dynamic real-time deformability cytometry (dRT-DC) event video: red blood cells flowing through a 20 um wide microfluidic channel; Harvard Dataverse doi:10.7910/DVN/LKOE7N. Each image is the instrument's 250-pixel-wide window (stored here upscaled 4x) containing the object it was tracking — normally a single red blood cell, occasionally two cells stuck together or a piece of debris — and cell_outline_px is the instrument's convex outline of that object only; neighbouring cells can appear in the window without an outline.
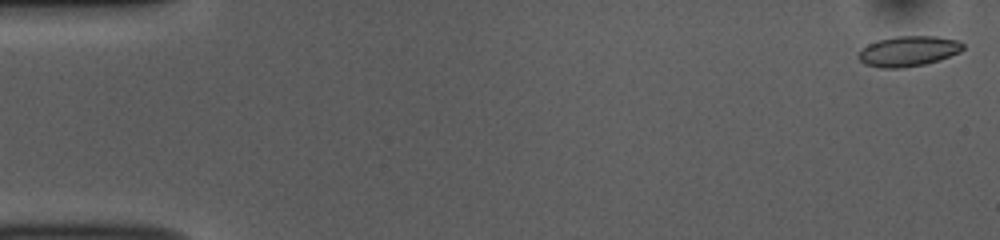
{"species": "common noctule bat (a hibernating species)", "species_latin": "Nyctalus noctula", "temperature_condition": "room temperature", "stored_images_in_passage": 52, "camera_frame_rate_fps": 3000, "um_per_image_px": 0.085, "animal": {"sex": "female", "body_mass_g": 10.0, "forearm_length_mm": 53.1}, "frame": {"image": 1, "passage_image": 1, "time_ms": 0.0, "image_size_px": [1000, 240], "cell_outline_px": [[964, 48], [960, 52], [940, 60], [924, 64], [900, 68], [880, 68], [864, 64], [856, 56], [868, 44], [876, 40], [896, 36], [936, 36], [960, 40], [964, 44]], "centroid_in_image_um": [77.23, 4.34], "position_along_channel_um": 7.8, "area_um2": 18.61}}
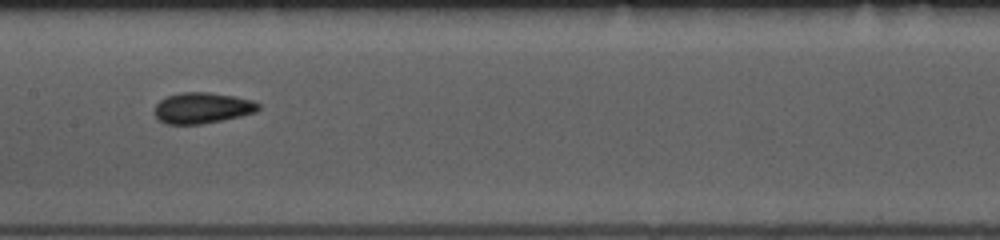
{"frame": {"image": 2, "passage_image": 26, "time_ms": 8.333, "image_size_px": [1000, 240], "cell_outline_px": [[260, 108], [256, 112], [240, 116], [200, 124], [168, 124], [160, 120], [156, 116], [156, 104], [160, 100], [168, 96], [180, 92], [208, 92], [236, 96], [252, 100], [260, 104]], "centroid_in_image_um": [17.22, 9.16], "position_along_channel_um": 190.2, "area_um2": 18.55}}
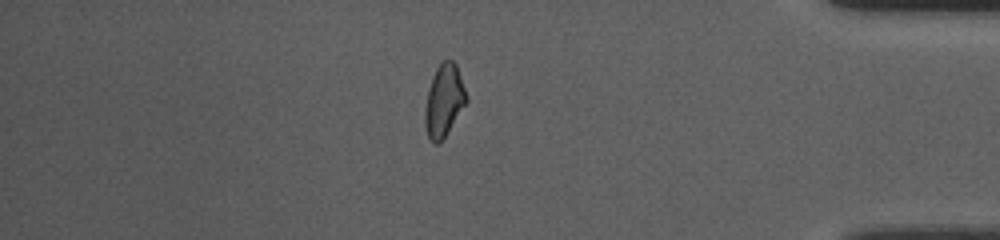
{"frame": {"image": 3, "passage_image": 45, "time_ms": 14.667, "image_size_px": [1000, 240], "cell_outline_px": [[468, 100], [444, 136], [436, 144], [432, 144], [428, 136], [424, 124], [424, 112], [428, 88], [432, 76], [436, 68], [444, 60], [452, 60], [456, 64]], "centroid_in_image_um": [37.71, 8.54], "position_along_channel_um": 397.5, "area_um2": 17.11}, "authors_computed_cell_mechanics": {"area_um2": 18.0625, "velocity_mm_per_s": 3.7953, "shape_relaxation_time_tau1_ms": 3.4952, "shape_relaxation_time_tau2_ms": 2.9632, "deformation_change_tau1": 0.0804, "deformation_change_tau2": 0.0878}}